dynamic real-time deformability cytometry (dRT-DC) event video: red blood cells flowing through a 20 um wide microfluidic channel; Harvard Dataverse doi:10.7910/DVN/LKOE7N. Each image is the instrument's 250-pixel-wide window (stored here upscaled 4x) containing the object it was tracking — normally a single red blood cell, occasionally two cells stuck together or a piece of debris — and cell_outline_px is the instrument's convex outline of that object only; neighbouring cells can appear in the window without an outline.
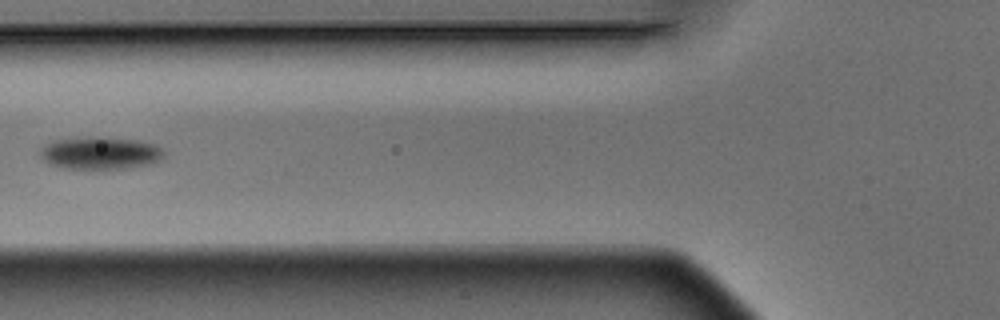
{"species": "Egyptian fruit bat (a non-hibernating species)", "species_latin": "Rousettus aegyptiacus", "temperature_condition": "warm", "stored_images_in_passage": 10, "camera_frame_rate_fps": 3000, "um_per_image_px": 0.085, "animal": {"sex": "male"}, "frame": {"image": 1, "passage_image": 5, "time_ms": 1.333, "image_size_px": [1000, 320], "cell_outline_px": [[164, 156], [160, 160], [148, 164], [128, 168], [84, 172], [64, 168], [48, 164], [40, 156], [40, 148], [44, 144], [56, 140], [88, 136], [100, 136], [140, 140], [156, 144], [164, 152]], "centroid_in_image_um": [8.49, 13.04], "position_along_channel_um": 117.3, "area_um2": 24.57}}
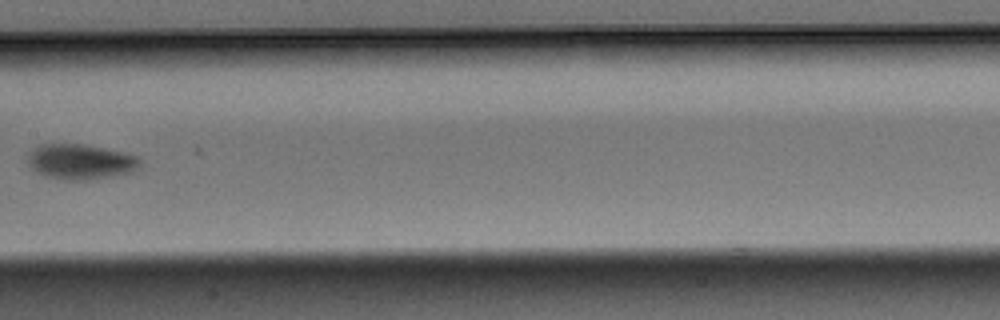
{"frame": {"image": 2, "passage_image": 7, "time_ms": 2.0, "image_size_px": [1000, 320], "cell_outline_px": [[140, 164], [132, 172], [112, 176], [88, 180], [68, 180], [44, 176], [32, 168], [28, 164], [28, 152], [40, 144], [88, 144], [124, 152], [136, 156], [140, 160]], "centroid_in_image_um": [6.83, 13.73], "position_along_channel_um": 200.6, "area_um2": 23.12}}
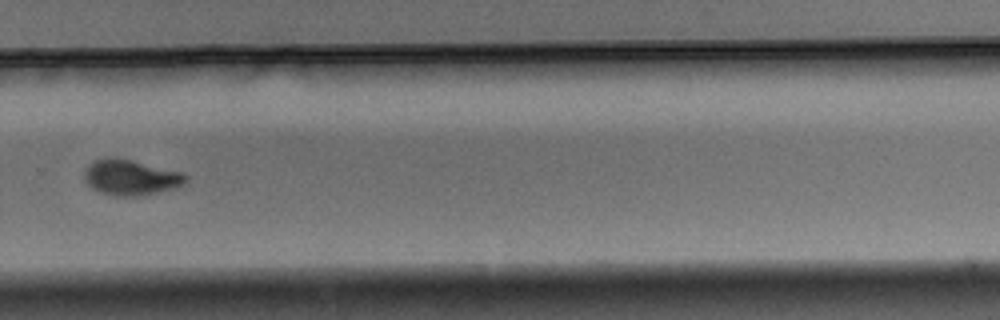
{"frame": {"image": 3, "passage_image": 10, "time_ms": 3.0, "image_size_px": [1000, 320], "cell_outline_px": [[188, 180], [184, 184], [172, 188], [132, 196], [116, 196], [100, 192], [92, 188], [84, 180], [84, 168], [88, 164], [96, 160], [116, 156], [184, 172], [188, 176]], "centroid_in_image_um": [11.1, 15.04], "position_along_channel_um": 318.7, "area_um2": 20.98}}